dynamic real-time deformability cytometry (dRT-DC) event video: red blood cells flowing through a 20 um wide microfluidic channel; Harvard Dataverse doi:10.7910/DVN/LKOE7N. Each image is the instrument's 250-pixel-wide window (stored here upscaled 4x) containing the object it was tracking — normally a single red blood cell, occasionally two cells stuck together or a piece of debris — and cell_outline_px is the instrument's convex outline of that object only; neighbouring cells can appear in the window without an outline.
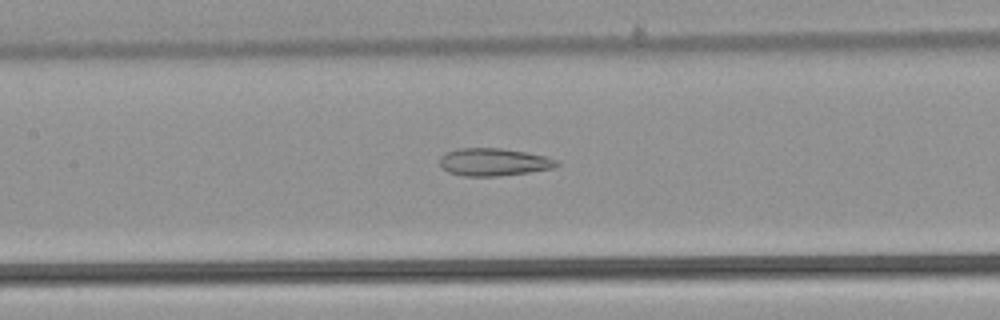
{"species": "common noctule bat (a hibernating species)", "species_latin": "Nyctalus noctula", "temperature_condition": "warm", "stored_images_in_passage": 38, "camera_frame_rate_fps": 3000, "um_per_image_px": 0.085, "animal": {"sex": "male", "body_mass_g": 21.5, "forearm_length_mm": 52.0}, "frame": {"image": 1, "passage_image": 24, "time_ms": 7.667, "image_size_px": [1000, 320], "cell_outline_px": [[560, 164], [556, 168], [500, 176], [464, 176], [448, 172], [440, 164], [440, 156], [456, 148], [500, 148], [524, 152], [544, 156], [556, 160]], "centroid_in_image_um": [41.96, 13.78], "position_along_channel_um": 165.4, "area_um2": 18.73}}
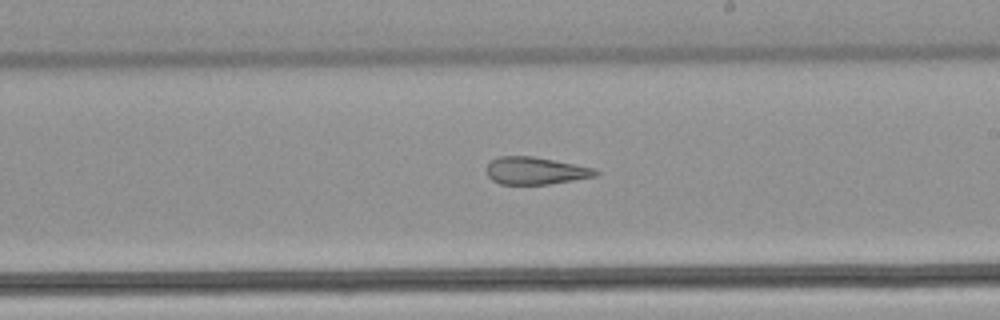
{"frame": {"image": 2, "passage_image": 30, "time_ms": 9.667, "image_size_px": [1000, 320], "cell_outline_px": [[600, 172], [596, 176], [548, 184], [500, 184], [492, 180], [488, 176], [488, 164], [492, 160], [500, 156], [532, 156], [592, 168]], "centroid_in_image_um": [45.49, 14.52], "position_along_channel_um": 243.5, "area_um2": 16.99}}
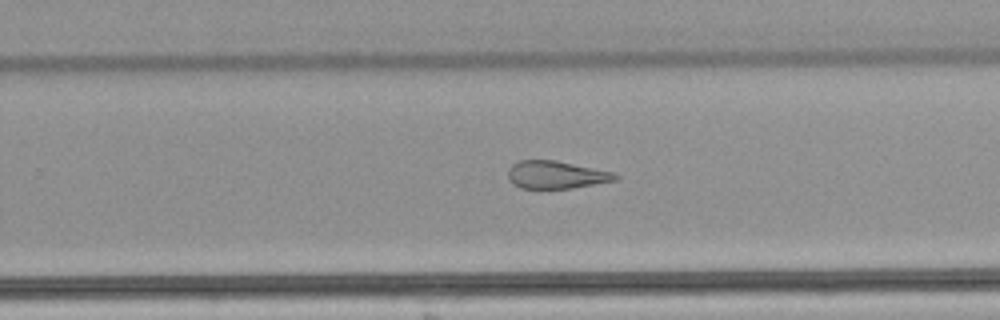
{"frame": {"image": 3, "passage_image": 33, "time_ms": 10.667, "image_size_px": [1000, 320], "cell_outline_px": [[620, 176], [616, 180], [572, 188], [520, 188], [512, 184], [508, 180], [508, 168], [512, 164], [520, 160], [556, 160], [612, 172]], "centroid_in_image_um": [47.22, 14.85], "position_along_channel_um": 282.6, "area_um2": 17.28}}